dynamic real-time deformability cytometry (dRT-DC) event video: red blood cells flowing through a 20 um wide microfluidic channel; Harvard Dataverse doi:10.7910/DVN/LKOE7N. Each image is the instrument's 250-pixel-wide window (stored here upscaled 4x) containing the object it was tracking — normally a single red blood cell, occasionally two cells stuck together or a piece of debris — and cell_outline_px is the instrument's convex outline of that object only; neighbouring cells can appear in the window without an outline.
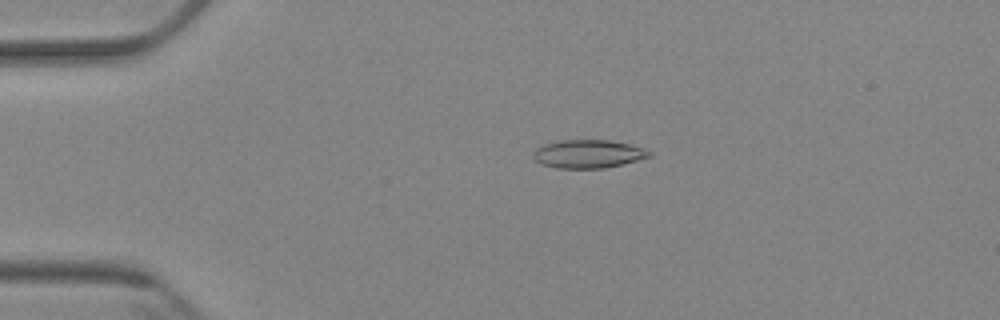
{"species": "Egyptian fruit bat (a non-hibernating species)", "species_latin": "Rousettus aegyptiacus", "temperature_condition": "cold", "stored_images_in_passage": 4, "camera_frame_rate_fps": 3000, "um_per_image_px": 0.085, "animal": {"sex": "female"}, "frame": {"image": 1, "passage_image": 3, "time_ms": 2.333, "image_size_px": [1000, 320], "cell_outline_px": [[652, 156], [604, 168], [556, 168], [540, 164], [532, 156], [532, 152], [536, 148], [544, 144], [560, 140], [612, 140], [644, 148], [652, 152]], "centroid_in_image_um": [49.96, 13.08], "position_along_channel_um": 35.0, "area_um2": 19.13}}